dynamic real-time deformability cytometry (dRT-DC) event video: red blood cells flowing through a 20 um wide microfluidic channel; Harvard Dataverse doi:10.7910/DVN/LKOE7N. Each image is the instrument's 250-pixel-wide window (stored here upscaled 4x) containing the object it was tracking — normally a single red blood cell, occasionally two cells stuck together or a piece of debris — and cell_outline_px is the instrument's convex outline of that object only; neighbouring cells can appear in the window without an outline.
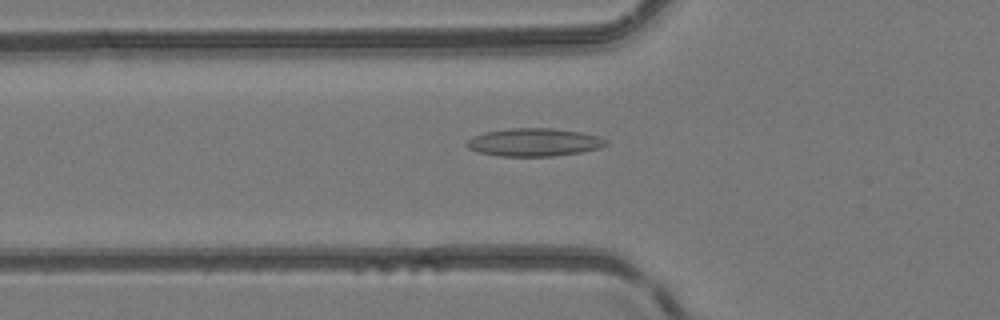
{"species": "common noctule bat (a hibernating species)", "species_latin": "Nyctalus noctula", "temperature_condition": "room temperature", "stored_images_in_passage": 48, "camera_frame_rate_fps": 3000, "um_per_image_px": 0.085, "animal": {"sex": "female", "body_mass_g": 24.6, "forearm_length_mm": 56.2}, "frame": {"image": 1, "passage_image": 17, "time_ms": 5.333, "image_size_px": [1000, 320], "cell_outline_px": [[608, 144], [600, 148], [580, 152], [552, 156], [500, 156], [480, 152], [468, 148], [464, 144], [472, 136], [484, 132], [512, 128], [552, 128], [580, 132], [600, 136], [608, 140]], "centroid_in_image_um": [45.41, 12.09], "position_along_channel_um": 80.4, "area_um2": 22.72}}
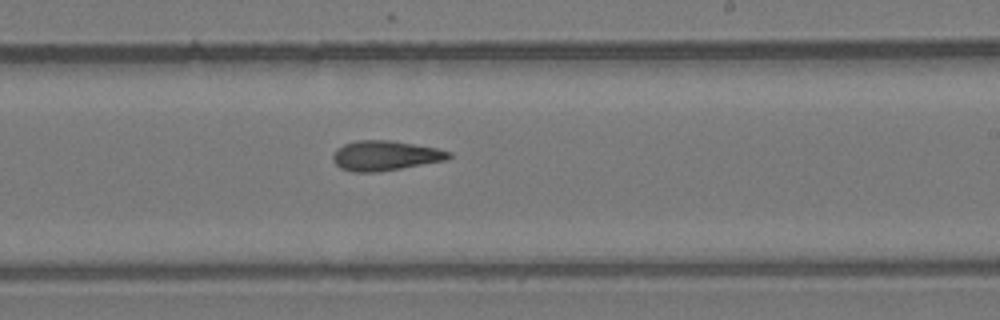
{"frame": {"image": 2, "passage_image": 29, "time_ms": 9.333, "image_size_px": [1000, 320], "cell_outline_px": [[452, 156], [448, 160], [376, 172], [352, 172], [340, 168], [332, 160], [332, 156], [336, 148], [344, 144], [356, 140], [392, 140], [436, 148], [452, 152]], "centroid_in_image_um": [32.73, 13.22], "position_along_channel_um": 256.3, "area_um2": 20.29}}
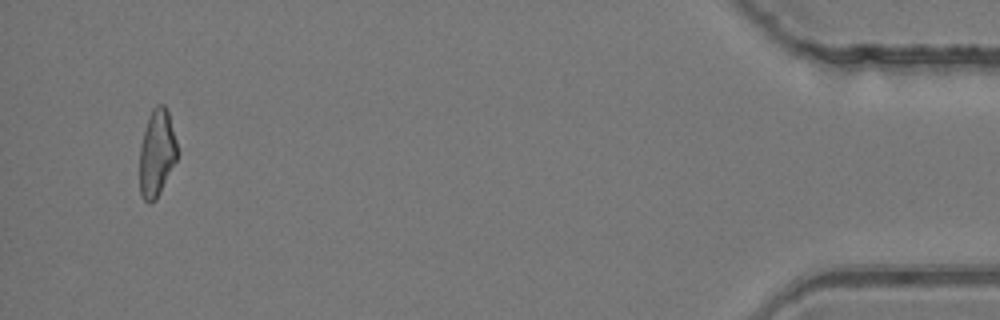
{"frame": {"image": 3, "passage_image": 46, "time_ms": 15.0, "image_size_px": [1000, 320], "cell_outline_px": [[180, 152], [156, 200], [148, 204], [144, 200], [140, 192], [140, 144], [144, 128], [148, 116], [152, 108], [156, 104], [164, 104], [168, 112]], "centroid_in_image_um": [13.33, 12.98], "position_along_channel_um": 421.9, "area_um2": 19.36}}